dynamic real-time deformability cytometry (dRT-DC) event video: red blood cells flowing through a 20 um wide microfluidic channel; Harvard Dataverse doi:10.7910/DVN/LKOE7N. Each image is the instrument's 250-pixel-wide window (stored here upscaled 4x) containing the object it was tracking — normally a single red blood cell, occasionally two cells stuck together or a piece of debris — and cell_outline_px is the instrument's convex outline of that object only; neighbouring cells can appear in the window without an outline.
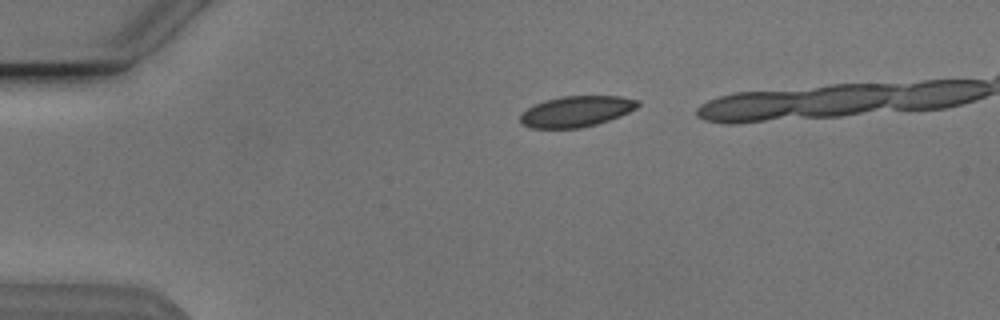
{"species": "Egyptian fruit bat (a non-hibernating species)", "species_latin": "Rousettus aegyptiacus", "temperature_condition": "cold", "stored_images_in_passage": 36, "camera_frame_rate_fps": 3000, "um_per_image_px": 0.085, "animal": {"sex": "male"}, "frame": {"image": 1, "passage_image": 1, "time_ms": 0.0, "image_size_px": [1000, 320], "cell_outline_px": [[640, 104], [636, 108], [620, 116], [596, 124], [580, 128], [532, 128], [524, 124], [520, 120], [520, 116], [528, 108], [544, 100], [560, 96], [620, 96], [640, 100]], "centroid_in_image_um": [49.02, 9.46], "position_along_channel_um": 36.0, "area_um2": 20.98}}
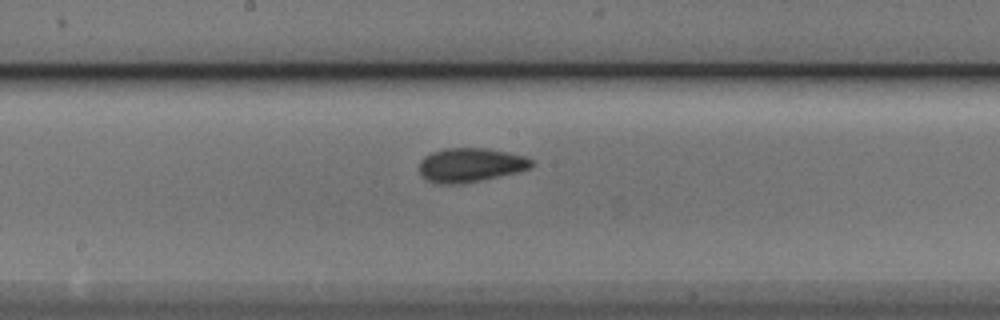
{"frame": {"image": 2, "passage_image": 18, "time_ms": 5.667, "image_size_px": [1000, 320], "cell_outline_px": [[532, 164], [528, 168], [516, 172], [480, 180], [460, 184], [440, 184], [428, 180], [420, 172], [420, 160], [424, 156], [432, 152], [444, 148], [484, 148], [508, 152], [524, 156], [532, 160]], "centroid_in_image_um": [39.95, 14.01], "position_along_channel_um": 208.2, "area_um2": 21.96}}
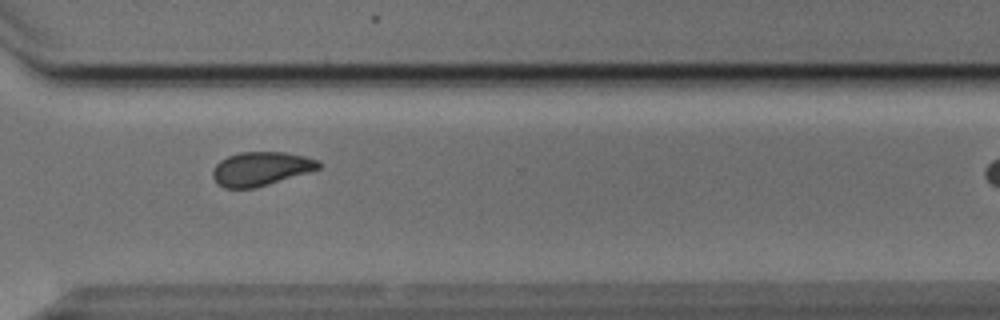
{"frame": {"image": 3, "passage_image": 29, "time_ms": 9.333, "image_size_px": [1000, 320], "cell_outline_px": [[320, 168], [308, 172], [256, 188], [224, 188], [216, 184], [212, 176], [212, 172], [216, 164], [220, 160], [228, 156], [240, 152], [284, 152], [304, 156], [316, 160], [320, 164]], "centroid_in_image_um": [22.12, 14.35], "position_along_channel_um": 348.5, "area_um2": 20.81}, "authors_computed_cell_mechanics": {"area_um2": 21.386, "velocity_mm_per_s": 3.8305, "shape_relaxation_time_tau1_ms": 3.5926, "shape_relaxation_time_tau2_ms": 1.5718, "deformation_change_tau1": 0.0957, "deformation_change_tau2": 0.0595}}